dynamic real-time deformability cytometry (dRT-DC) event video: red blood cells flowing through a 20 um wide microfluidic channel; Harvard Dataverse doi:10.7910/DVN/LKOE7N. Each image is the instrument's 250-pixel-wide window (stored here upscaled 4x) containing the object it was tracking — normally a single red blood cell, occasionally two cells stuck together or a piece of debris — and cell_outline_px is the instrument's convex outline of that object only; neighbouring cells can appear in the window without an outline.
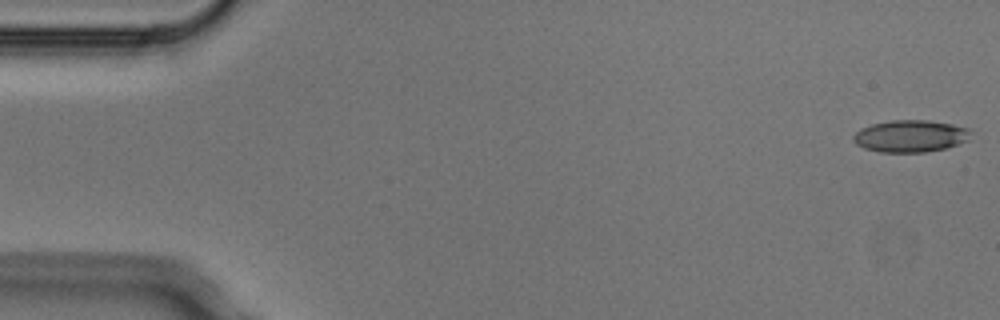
{"species": "Egyptian fruit bat (a non-hibernating species)", "species_latin": "Rousettus aegyptiacus", "temperature_condition": "cold", "stored_images_in_passage": 4, "camera_frame_rate_fps": 3000, "um_per_image_px": 0.085, "animal": {"sex": "male"}, "frame": {"image": 1, "passage_image": 1, "time_ms": 0.0, "image_size_px": [1000, 320], "cell_outline_px": [[972, 132], [968, 140], [944, 148], [924, 152], [880, 152], [864, 148], [856, 144], [852, 140], [852, 136], [860, 128], [872, 124], [892, 120], [928, 120], [952, 124], [968, 128]], "centroid_in_image_um": [77.36, 11.56], "position_along_channel_um": 7.6, "area_um2": 21.91}}
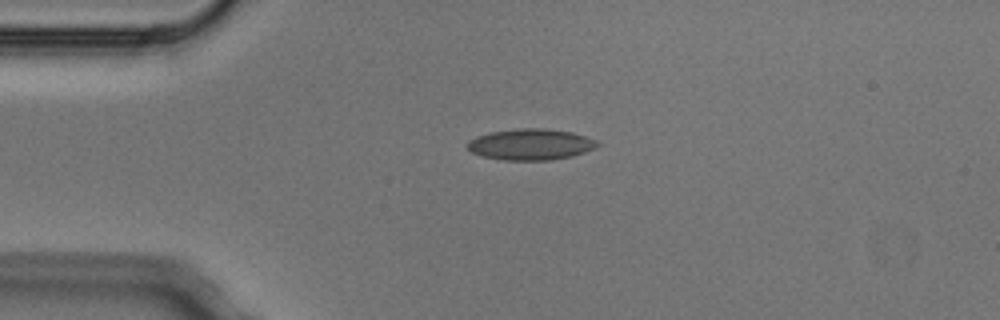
{"frame": {"image": 2, "passage_image": 4, "time_ms": 1.0, "image_size_px": [1000, 320], "cell_outline_px": [[600, 144], [596, 148], [572, 156], [552, 160], [504, 160], [484, 156], [472, 152], [464, 144], [468, 140], [476, 136], [488, 132], [516, 128], [544, 128], [572, 132], [596, 140]], "centroid_in_image_um": [45.08, 12.26], "position_along_channel_um": 39.9, "area_um2": 23.76}}